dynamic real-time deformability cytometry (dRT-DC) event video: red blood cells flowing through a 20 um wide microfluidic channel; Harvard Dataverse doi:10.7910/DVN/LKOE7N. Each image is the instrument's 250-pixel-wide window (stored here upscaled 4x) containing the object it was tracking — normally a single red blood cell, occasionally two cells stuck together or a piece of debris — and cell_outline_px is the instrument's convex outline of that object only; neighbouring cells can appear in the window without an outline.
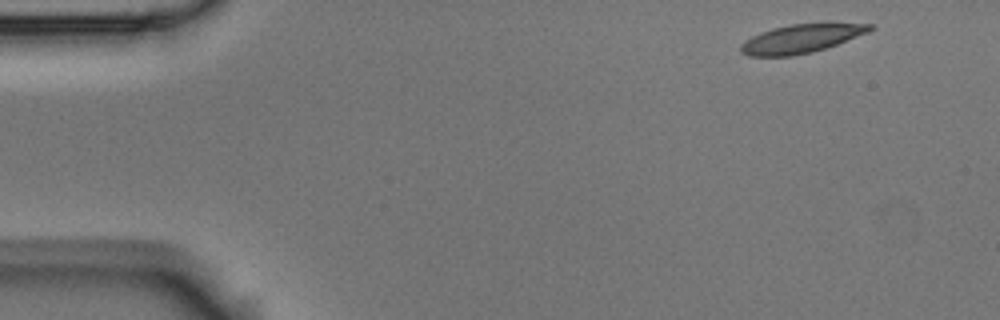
{"species": "Egyptian fruit bat (a non-hibernating species)", "species_latin": "Rousettus aegyptiacus", "temperature_condition": "room temperature", "stored_images_in_passage": 4, "camera_frame_rate_fps": 3000, "um_per_image_px": 0.085, "animal": {"sex": "male"}, "frame": {"image": 1, "passage_image": 1, "time_ms": 0.0, "image_size_px": [1000, 320], "cell_outline_px": [[876, 28], [868, 32], [836, 44], [812, 52], [792, 56], [748, 56], [740, 52], [740, 44], [752, 36], [760, 32], [772, 28], [792, 24], [828, 20], [872, 24]], "centroid_in_image_um": [68.17, 3.23], "position_along_channel_um": 16.8, "area_um2": 22.31}}
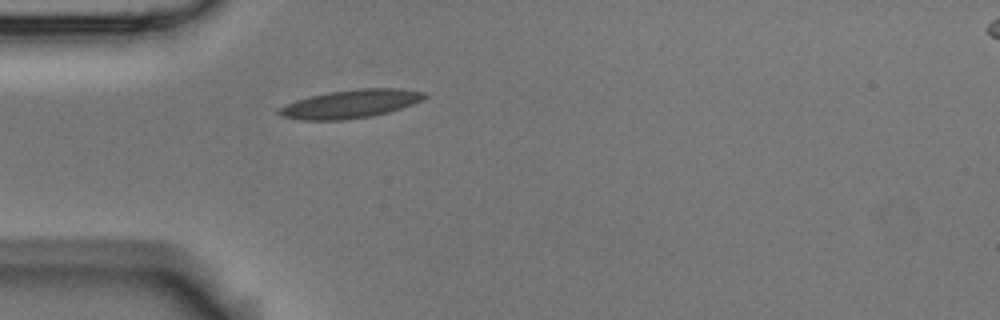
{"frame": {"image": 2, "passage_image": 4, "time_ms": 1.0, "image_size_px": [1000, 320], "cell_outline_px": [[428, 96], [424, 100], [388, 112], [372, 116], [344, 120], [300, 120], [280, 116], [276, 112], [280, 108], [296, 100], [308, 96], [328, 92], [360, 88], [400, 88], [424, 92]], "centroid_in_image_um": [29.8, 8.83], "position_along_channel_um": 55.2, "area_um2": 24.1}}